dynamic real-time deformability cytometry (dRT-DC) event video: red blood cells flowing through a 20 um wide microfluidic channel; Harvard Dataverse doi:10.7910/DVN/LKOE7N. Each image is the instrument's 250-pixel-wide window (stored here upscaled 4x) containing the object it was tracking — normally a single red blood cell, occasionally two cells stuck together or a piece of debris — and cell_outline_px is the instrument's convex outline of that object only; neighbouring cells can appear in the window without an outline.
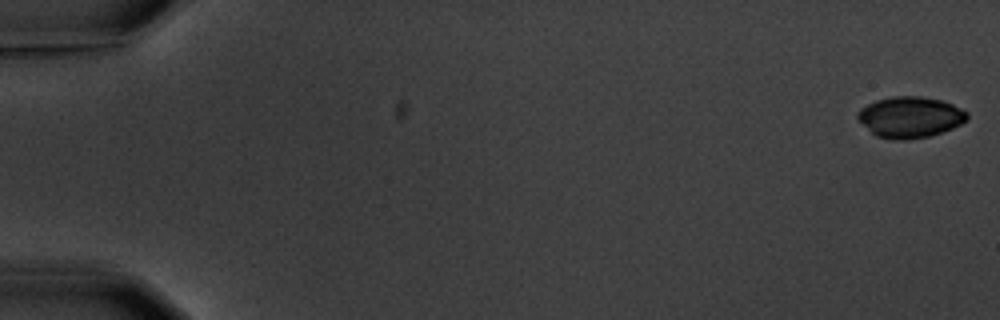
{"species": "common noctule bat (a hibernating species)", "species_latin": "Nyctalus noctula", "temperature_condition": "warm", "stored_images_in_passage": 6, "segment_of_instrument_passage": [1, 2], "camera_frame_rate_fps": 3000, "um_per_image_px": 0.085, "animal": {"sex": "male", "body_mass_g": 20.1, "forearm_length_mm": 53.5}, "frame": {"image": 1, "passage_image": 1, "time_ms": 0.0, "image_size_px": [1000, 320], "cell_outline_px": [[968, 120], [952, 128], [928, 136], [908, 140], [892, 140], [876, 136], [856, 120], [856, 112], [860, 108], [876, 100], [892, 96], [920, 96], [940, 100], [952, 104], [968, 112]], "centroid_in_image_um": [77.31, 9.96], "position_along_channel_um": 7.7, "area_um2": 26.36}}
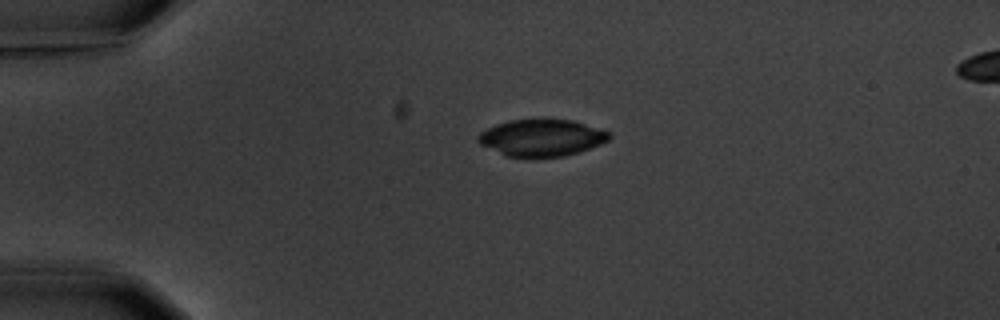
{"frame": {"image": 2, "passage_image": 4, "time_ms": 4.333, "image_size_px": [1000, 320], "cell_outline_px": [[612, 136], [608, 140], [600, 144], [564, 156], [508, 156], [480, 144], [476, 140], [476, 136], [480, 132], [496, 124], [508, 120], [572, 120], [612, 132]], "centroid_in_image_um": [46.04, 11.69], "position_along_channel_um": 39.0, "area_um2": 27.63}}